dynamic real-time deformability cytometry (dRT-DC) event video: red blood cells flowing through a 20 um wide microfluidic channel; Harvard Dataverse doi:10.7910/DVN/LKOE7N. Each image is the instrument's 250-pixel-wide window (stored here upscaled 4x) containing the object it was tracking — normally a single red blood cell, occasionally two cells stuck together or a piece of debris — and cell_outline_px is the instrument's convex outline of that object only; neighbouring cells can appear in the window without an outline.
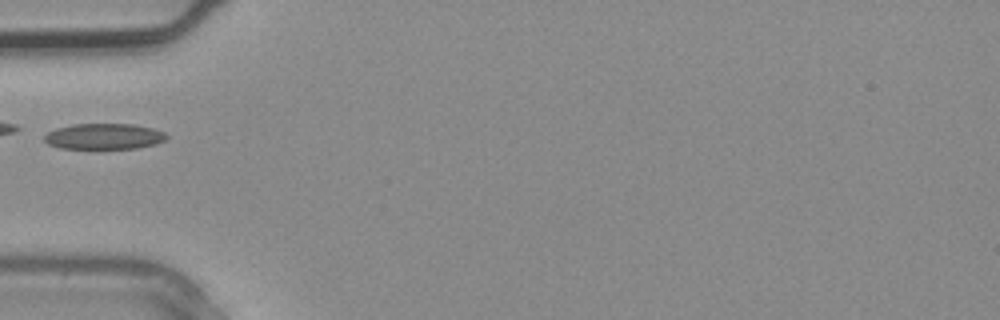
{"species": "common noctule bat (a hibernating species)", "species_latin": "Nyctalus noctula", "temperature_condition": "warm", "stored_images_in_passage": 4, "camera_frame_rate_fps": 3000, "um_per_image_px": 0.085, "animal": {"sex": "male", "body_mass_g": 20.4}, "frame": {"image": 1, "passage_image": 4, "time_ms": 1.0, "image_size_px": [1000, 320], "cell_outline_px": [[168, 136], [164, 140], [156, 144], [136, 148], [60, 148], [48, 144], [44, 140], [44, 136], [48, 132], [56, 128], [72, 124], [132, 124], [152, 128], [164, 132]], "centroid_in_image_um": [8.83, 11.59], "position_along_channel_um": 76.2, "area_um2": 18.26}}